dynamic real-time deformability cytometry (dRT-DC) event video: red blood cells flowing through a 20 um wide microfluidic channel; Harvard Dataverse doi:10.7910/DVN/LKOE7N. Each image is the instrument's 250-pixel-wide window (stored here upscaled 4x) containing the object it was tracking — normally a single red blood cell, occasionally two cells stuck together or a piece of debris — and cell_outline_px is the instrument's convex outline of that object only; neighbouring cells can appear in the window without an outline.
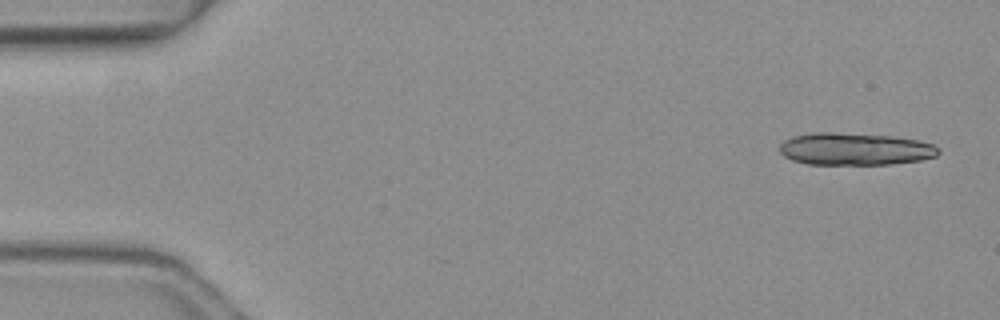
{"species": "common noctule bat (a hibernating species)", "species_latin": "Nyctalus noctula", "temperature_condition": "warm", "stored_images_in_passage": 4, "camera_frame_rate_fps": 3000, "um_per_image_px": 0.085, "animal": {"sex": "female", "body_mass_g": 19.3, "forearm_length_mm": 54.1}, "frame": {"image": 1, "passage_image": 1, "time_ms": 0.0, "image_size_px": [1000, 320], "cell_outline_px": [[940, 152], [936, 156], [920, 160], [888, 164], [808, 164], [792, 160], [784, 156], [780, 152], [780, 144], [784, 140], [792, 136], [816, 132], [832, 132], [892, 136], [920, 140], [932, 144]], "centroid_in_image_um": [72.65, 12.66], "position_along_channel_um": 12.4, "area_um2": 29.82}}